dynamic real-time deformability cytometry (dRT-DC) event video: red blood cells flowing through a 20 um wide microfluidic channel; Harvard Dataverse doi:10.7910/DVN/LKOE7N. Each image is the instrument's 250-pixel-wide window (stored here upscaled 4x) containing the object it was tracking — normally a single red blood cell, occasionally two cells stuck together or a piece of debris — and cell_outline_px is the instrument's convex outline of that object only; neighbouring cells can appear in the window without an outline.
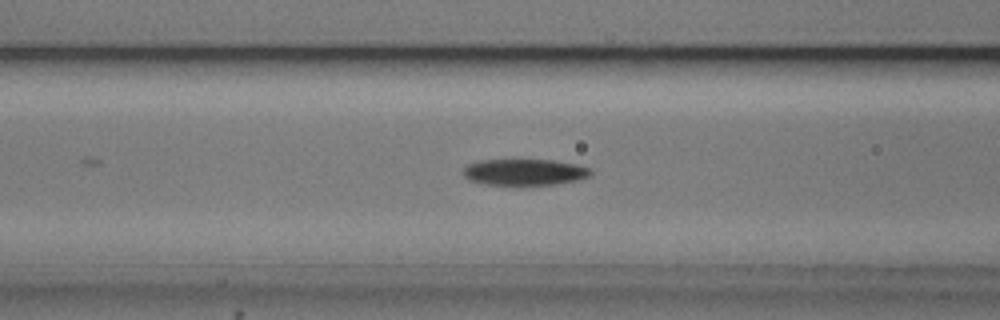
{"species": "common noctule bat (a hibernating species)", "species_latin": "Nyctalus noctula", "temperature_condition": "cold", "stored_images_in_passage": 40, "camera_frame_rate_fps": 3000, "um_per_image_px": 0.085, "animal": {"sex": "male", "body_mass_g": 20.5, "forearm_length_mm": 52.5}, "frame": {"image": 1, "passage_image": 22, "time_ms": 7.0, "image_size_px": [1000, 320], "cell_outline_px": [[592, 172], [588, 176], [576, 180], [556, 184], [488, 184], [468, 180], [464, 176], [464, 168], [468, 164], [480, 160], [552, 160], [576, 164], [592, 168]], "centroid_in_image_um": [44.59, 14.62], "position_along_channel_um": 122.0, "area_um2": 19.25}}
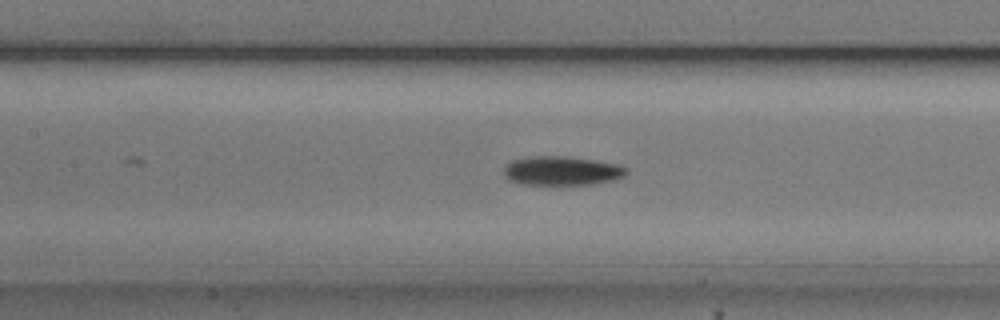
{"frame": {"image": 2, "passage_image": 25, "time_ms": 8.0, "image_size_px": [1000, 320], "cell_outline_px": [[628, 172], [624, 176], [616, 180], [592, 184], [520, 184], [508, 180], [504, 172], [504, 168], [512, 160], [532, 156], [564, 156], [596, 160], [620, 164], [628, 168]], "centroid_in_image_um": [47.81, 14.51], "position_along_channel_um": 159.6, "area_um2": 20.87}}
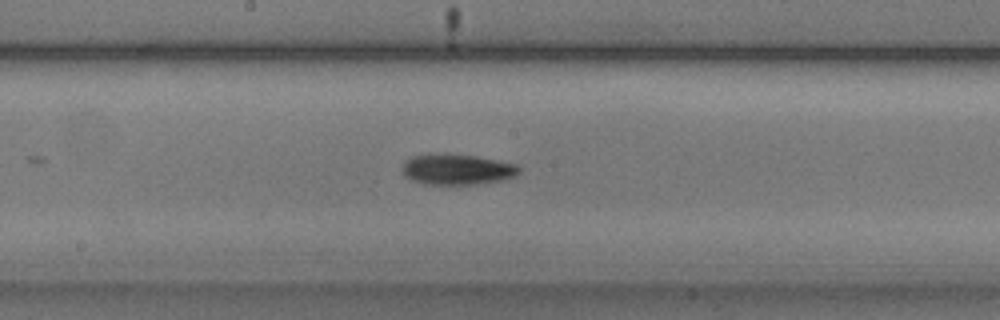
{"frame": {"image": 3, "passage_image": 29, "time_ms": 9.333, "image_size_px": [1000, 320], "cell_outline_px": [[520, 172], [516, 176], [504, 180], [476, 184], [424, 184], [412, 180], [404, 176], [404, 160], [412, 156], [476, 156], [516, 164], [520, 168]], "centroid_in_image_um": [38.91, 14.44], "position_along_channel_um": 209.3, "area_um2": 20.17}}